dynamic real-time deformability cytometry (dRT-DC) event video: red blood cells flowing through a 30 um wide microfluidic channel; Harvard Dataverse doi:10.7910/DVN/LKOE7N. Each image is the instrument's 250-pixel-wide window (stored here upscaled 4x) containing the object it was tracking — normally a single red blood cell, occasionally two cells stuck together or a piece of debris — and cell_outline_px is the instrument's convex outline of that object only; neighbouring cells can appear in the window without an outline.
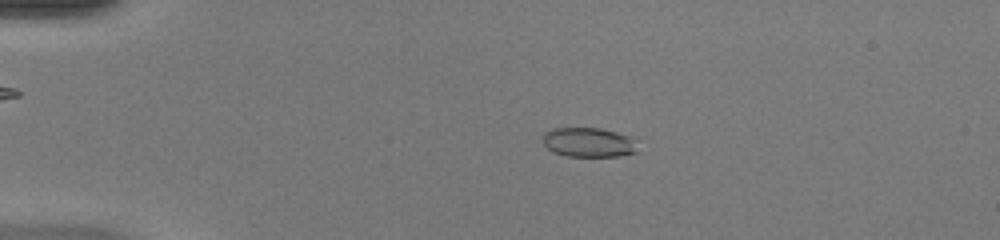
{"species": "common noctule bat (a hibernating species)", "species_latin": "Nyctalus noctula", "temperature_condition": "warm", "stored_images_in_passage": 46, "camera_frame_rate_fps": 3000, "um_per_image_px": 0.085, "animal": {"sex": "female", "body_mass_g": 20.0, "forearm_length_mm": 54.0}, "frame": {"image": 1, "passage_image": 8, "time_ms": 2.333, "image_size_px": [1000, 240], "cell_outline_px": [[640, 152], [620, 156], [568, 156], [552, 152], [544, 144], [544, 132], [552, 128], [600, 128], [632, 136], [640, 140]], "centroid_in_image_um": [50.16, 12.1], "position_along_channel_um": 34.8, "area_um2": 16.82}}
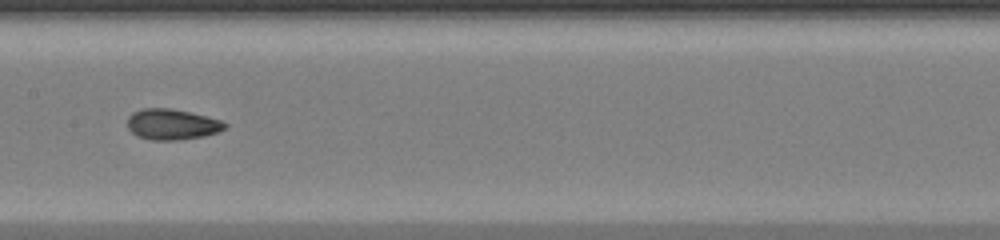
{"frame": {"image": 2, "passage_image": 23, "time_ms": 7.333, "image_size_px": [1000, 240], "cell_outline_px": [[228, 128], [204, 136], [176, 140], [152, 140], [136, 136], [128, 128], [128, 116], [132, 112], [144, 108], [168, 108], [188, 112], [220, 120], [228, 124]], "centroid_in_image_um": [14.6, 10.57], "position_along_channel_um": 192.8, "area_um2": 17.34}}
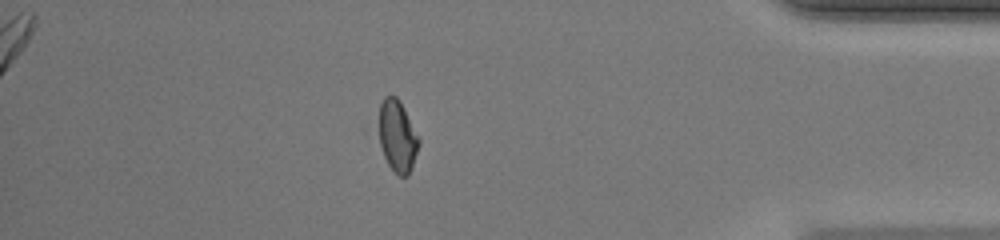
{"frame": {"image": 3, "passage_image": 40, "time_ms": 13.0, "image_size_px": [1000, 240], "cell_outline_px": [[420, 144], [408, 176], [400, 176], [388, 164], [384, 156], [380, 144], [380, 104], [384, 96], [396, 96], [400, 100], [420, 136]], "centroid_in_image_um": [33.82, 11.54], "position_along_channel_um": 401.4, "area_um2": 16.65}, "authors_computed_cell_mechanics": {"area_um2": 16.8487, "velocity_mm_per_s": 4.2695, "shape_relaxation_time_tau1_ms": 5.7979, "shape_relaxation_time_tau2_ms": 1.3679, "deformation_change_tau1": 0.2174, "deformation_change_tau2": 0.0715}}